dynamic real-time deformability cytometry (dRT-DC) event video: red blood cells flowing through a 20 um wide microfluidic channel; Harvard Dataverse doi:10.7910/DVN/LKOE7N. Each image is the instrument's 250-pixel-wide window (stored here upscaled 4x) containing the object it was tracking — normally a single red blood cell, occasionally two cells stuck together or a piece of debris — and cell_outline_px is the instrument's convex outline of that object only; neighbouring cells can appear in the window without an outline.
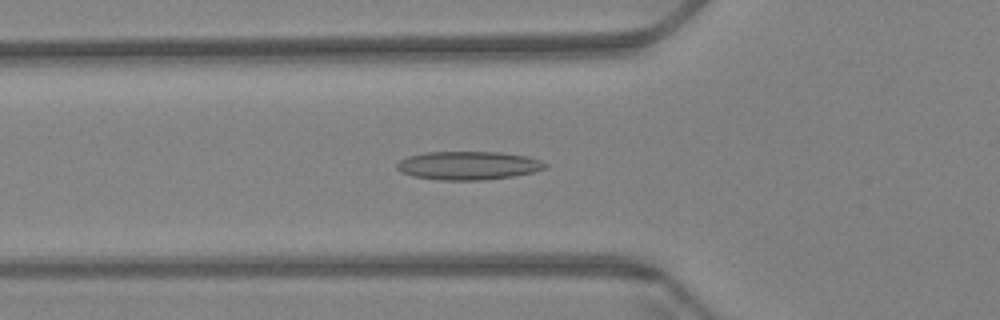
{"species": "Egyptian fruit bat (a non-hibernating species)", "species_latin": "Rousettus aegyptiacus", "temperature_condition": "warm", "stored_images_in_passage": 60, "camera_frame_rate_fps": 3000, "um_per_image_px": 0.085, "animal": {"sex": "female"}, "frame": {"image": 1, "passage_image": 21, "time_ms": 6.667, "image_size_px": [1000, 320], "cell_outline_px": [[548, 168], [536, 172], [512, 176], [484, 180], [440, 180], [412, 176], [400, 172], [396, 168], [396, 164], [400, 160], [408, 156], [424, 152], [500, 152], [524, 156], [540, 160], [548, 164]], "centroid_in_image_um": [39.8, 14.07], "position_along_channel_um": 86.0, "area_um2": 24.74}}
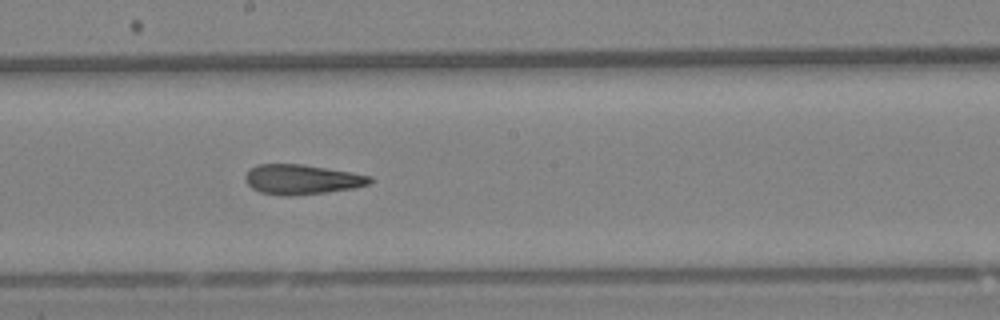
{"frame": {"image": 2, "passage_image": 33, "time_ms": 10.667, "image_size_px": [1000, 320], "cell_outline_px": [[372, 180], [368, 184], [352, 188], [328, 192], [288, 196], [280, 196], [260, 192], [252, 188], [244, 180], [244, 176], [256, 164], [304, 164], [372, 176]], "centroid_in_image_um": [25.62, 15.25], "position_along_channel_um": 222.6, "area_um2": 21.62}}
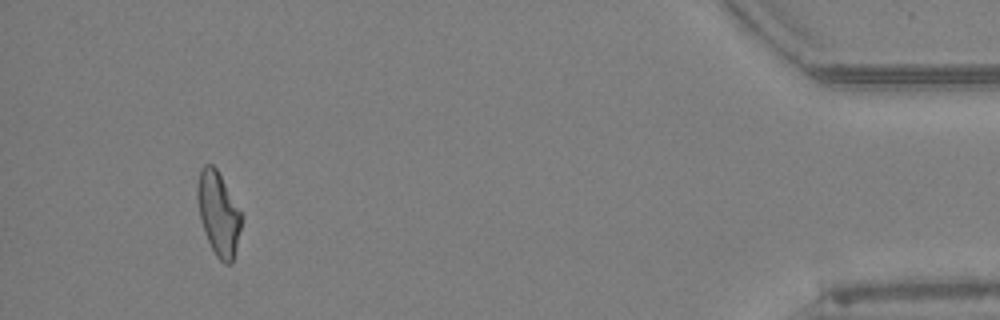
{"frame": {"image": 3, "passage_image": 56, "time_ms": 18.333, "image_size_px": [1000, 320], "cell_outline_px": [[244, 216], [232, 264], [224, 264], [216, 256], [204, 232], [200, 220], [196, 196], [196, 184], [200, 168], [204, 164], [212, 164], [216, 168]], "centroid_in_image_um": [18.56, 18.14], "position_along_channel_um": 416.6, "area_um2": 21.79}, "authors_computed_cell_mechanics": {"area_um2": 22.4842, "velocity_mm_per_s": 3.426, "shape_relaxation_time_tau1_ms": null, "shape_relaxation_time_tau2_ms": 2.3679, "deformation_change_tau1": null, "deformation_change_tau2": 0.1093}}